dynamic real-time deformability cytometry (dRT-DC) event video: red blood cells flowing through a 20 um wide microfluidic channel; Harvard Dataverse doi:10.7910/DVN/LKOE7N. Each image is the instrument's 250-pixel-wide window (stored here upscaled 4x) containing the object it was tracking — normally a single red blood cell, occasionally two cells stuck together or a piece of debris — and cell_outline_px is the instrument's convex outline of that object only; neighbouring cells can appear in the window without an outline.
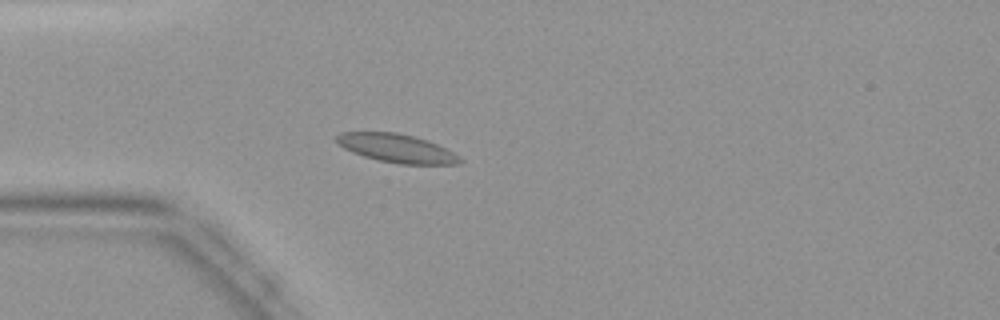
{"species": "common noctule bat (a hibernating species)", "species_latin": "Nyctalus noctula", "temperature_condition": "warm", "stored_images_in_passage": 41, "camera_frame_rate_fps": 3000, "um_per_image_px": 0.085, "animal": {"sex": "female", "body_mass_g": 19.9}, "frame": {"image": 1, "passage_image": 8, "time_ms": 2.333, "image_size_px": [1000, 320], "cell_outline_px": [[464, 160], [460, 164], [400, 164], [380, 160], [364, 156], [352, 152], [336, 144], [336, 136], [340, 132], [396, 132], [416, 136], [428, 140], [460, 156]], "centroid_in_image_um": [33.72, 12.59], "position_along_channel_um": 51.3, "area_um2": 20.52}}
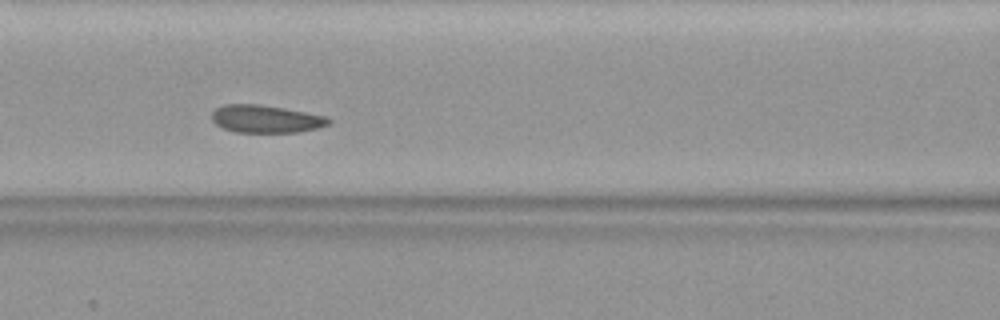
{"frame": {"image": 2, "passage_image": 15, "time_ms": 4.667, "image_size_px": [1000, 320], "cell_outline_px": [[332, 120], [328, 124], [316, 128], [296, 132], [236, 132], [224, 128], [216, 124], [212, 120], [212, 112], [216, 108], [224, 104], [260, 104], [284, 108], [324, 116]], "centroid_in_image_um": [22.56, 10.1], "position_along_channel_um": 144.0, "area_um2": 18.61}}
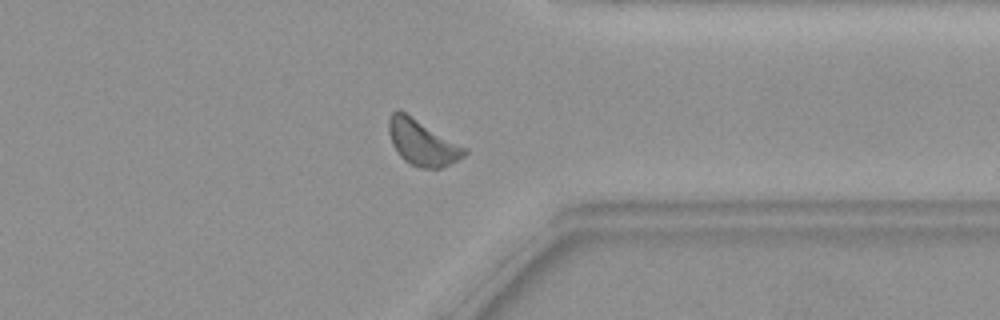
{"frame": {"image": 3, "passage_image": 31, "time_ms": 10.0, "image_size_px": [1000, 320], "cell_outline_px": [[468, 152], [464, 156], [452, 164], [440, 168], [420, 168], [404, 160], [400, 156], [392, 144], [388, 132], [388, 120], [392, 112], [396, 108], [400, 108], [468, 148]], "centroid_in_image_um": [35.9, 12.08], "position_along_channel_um": 375.5, "area_um2": 20.63}}